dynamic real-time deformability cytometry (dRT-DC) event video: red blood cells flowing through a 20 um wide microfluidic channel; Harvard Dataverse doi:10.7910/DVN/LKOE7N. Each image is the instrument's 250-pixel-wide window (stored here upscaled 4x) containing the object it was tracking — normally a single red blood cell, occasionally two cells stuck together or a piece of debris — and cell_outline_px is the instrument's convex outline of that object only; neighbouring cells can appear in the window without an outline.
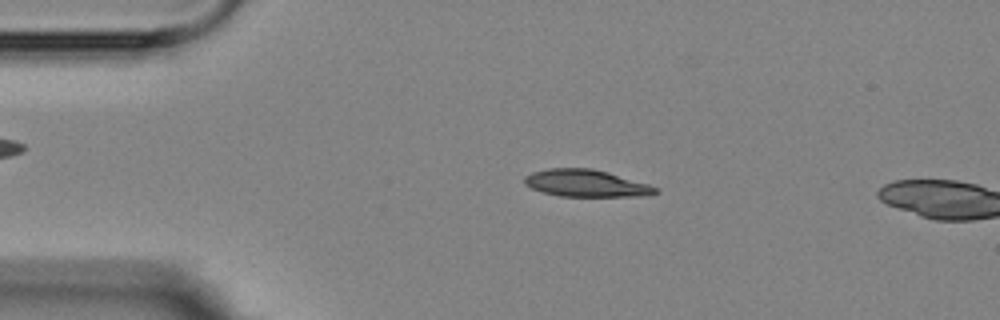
{"species": "Egyptian fruit bat (a non-hibernating species)", "species_latin": "Rousettus aegyptiacus", "temperature_condition": "room temperature", "stored_images_in_passage": 3, "camera_frame_rate_fps": 3000, "um_per_image_px": 0.085, "animal": {"sex": "female"}, "frame": {"image": 1, "passage_image": 2, "time_ms": 2.0, "image_size_px": [1000, 320], "cell_outline_px": [[660, 192], [648, 196], [560, 196], [544, 192], [532, 188], [524, 184], [524, 176], [532, 172], [548, 168], [592, 168], [608, 172], [648, 184], [660, 188]], "centroid_in_image_um": [49.85, 15.58], "position_along_channel_um": 35.2, "area_um2": 20.75}}